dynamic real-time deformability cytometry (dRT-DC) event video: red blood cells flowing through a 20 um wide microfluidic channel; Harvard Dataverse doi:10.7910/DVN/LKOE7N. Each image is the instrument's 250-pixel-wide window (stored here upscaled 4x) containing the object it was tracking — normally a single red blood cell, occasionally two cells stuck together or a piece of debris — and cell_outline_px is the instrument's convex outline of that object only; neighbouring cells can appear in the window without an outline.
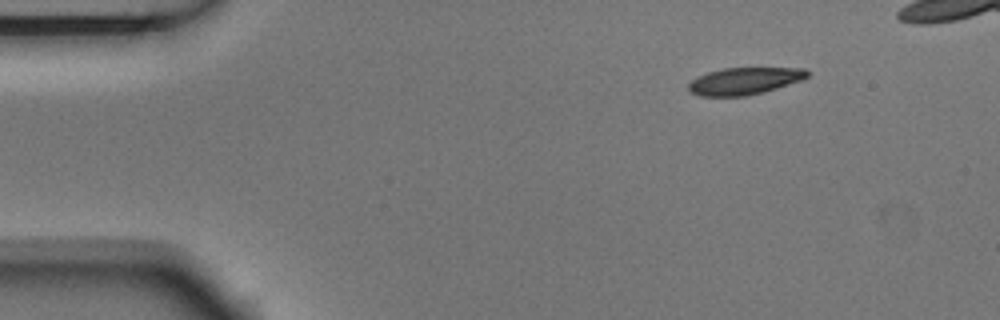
{"species": "Egyptian fruit bat (a non-hibernating species)", "species_latin": "Rousettus aegyptiacus", "temperature_condition": "room temperature", "stored_images_in_passage": 6, "camera_frame_rate_fps": 3000, "um_per_image_px": 0.085, "animal": {"sex": "male"}, "frame": {"image": 1, "passage_image": 1, "time_ms": 0.0, "image_size_px": [1000, 320], "cell_outline_px": [[812, 72], [808, 76], [800, 80], [776, 88], [744, 96], [700, 96], [688, 92], [688, 84], [696, 76], [708, 72], [724, 68], [804, 68]], "centroid_in_image_um": [63.24, 6.88], "position_along_channel_um": 21.8, "area_um2": 18.67}}
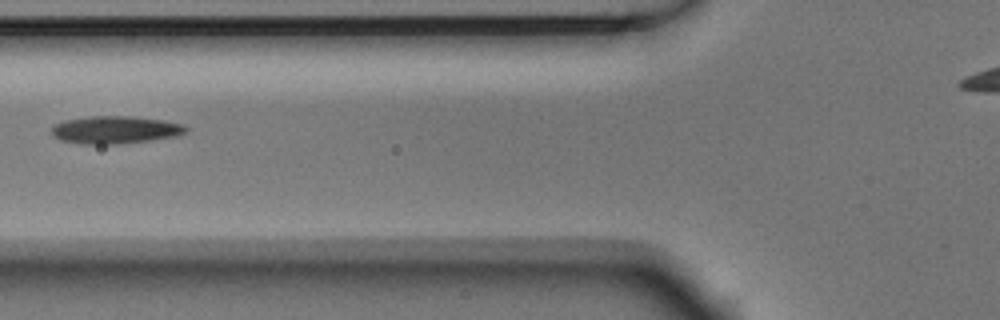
{"frame": {"image": 2, "passage_image": 5, "time_ms": 1.333, "image_size_px": [1000, 320], "cell_outline_px": [[188, 128], [184, 132], [176, 136], [120, 144], [80, 144], [60, 140], [52, 136], [52, 128], [56, 124], [64, 120], [92, 116], [132, 116], [164, 120], [184, 124]], "centroid_in_image_um": [9.78, 11.03], "position_along_channel_um": 116.0, "area_um2": 21.62}}
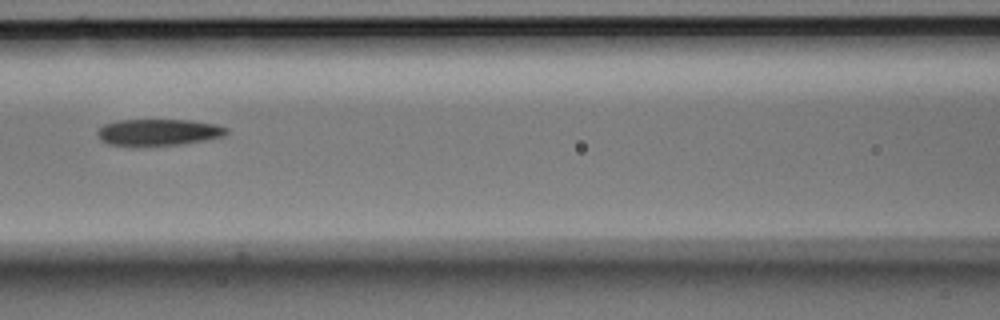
{"frame": {"image": 3, "passage_image": 6, "time_ms": 1.667, "image_size_px": [1000, 320], "cell_outline_px": [[228, 132], [224, 136], [184, 144], [108, 144], [100, 140], [96, 136], [96, 132], [104, 124], [116, 120], [188, 120], [216, 124], [228, 128]], "centroid_in_image_um": [13.47, 11.21], "position_along_channel_um": 153.1, "area_um2": 19.59}}